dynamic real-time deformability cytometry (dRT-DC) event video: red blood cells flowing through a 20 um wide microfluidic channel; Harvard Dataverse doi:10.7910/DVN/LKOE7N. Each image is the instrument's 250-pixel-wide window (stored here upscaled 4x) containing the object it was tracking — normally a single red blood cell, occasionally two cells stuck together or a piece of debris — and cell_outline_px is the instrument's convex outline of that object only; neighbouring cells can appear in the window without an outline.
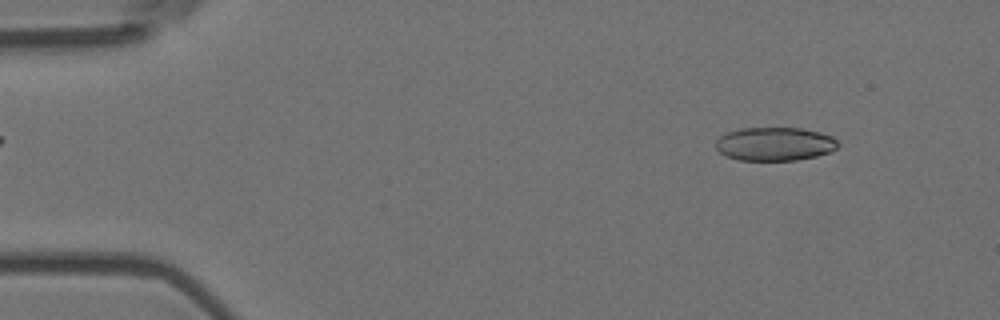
{"species": "Egyptian fruit bat (a non-hibernating species)", "species_latin": "Rousettus aegyptiacus", "temperature_condition": "room temperature", "stored_images_in_passage": 4, "camera_frame_rate_fps": 3000, "um_per_image_px": 0.085, "animal": {"sex": "female"}, "frame": {"image": 1, "passage_image": 1, "time_ms": 0.0, "image_size_px": [1000, 320], "cell_outline_px": [[840, 144], [836, 148], [828, 152], [816, 156], [796, 160], [736, 160], [720, 152], [716, 148], [716, 140], [720, 136], [728, 132], [740, 128], [800, 128], [820, 132], [832, 136]], "centroid_in_image_um": [65.85, 12.23], "position_along_channel_um": 19.1, "area_um2": 23.81}}
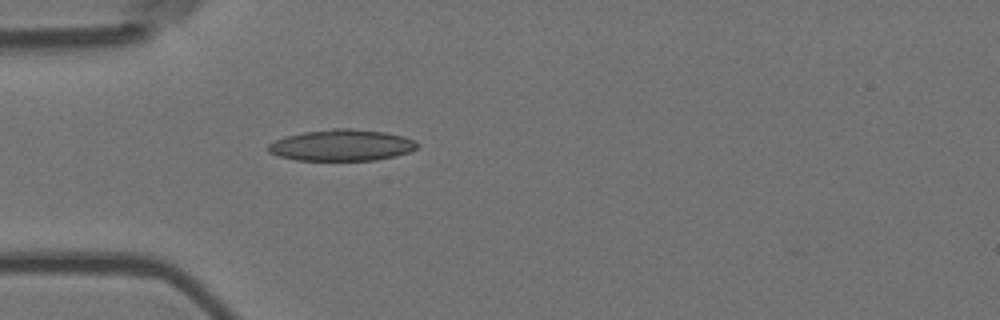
{"frame": {"image": 2, "passage_image": 4, "time_ms": 1.0, "image_size_px": [1000, 320], "cell_outline_px": [[420, 144], [412, 152], [396, 156], [376, 160], [296, 160], [280, 156], [268, 152], [268, 144], [284, 136], [304, 132], [332, 128], [352, 128], [384, 132], [404, 136], [416, 140]], "centroid_in_image_um": [29.09, 12.34], "position_along_channel_um": 55.9, "area_um2": 27.46}}